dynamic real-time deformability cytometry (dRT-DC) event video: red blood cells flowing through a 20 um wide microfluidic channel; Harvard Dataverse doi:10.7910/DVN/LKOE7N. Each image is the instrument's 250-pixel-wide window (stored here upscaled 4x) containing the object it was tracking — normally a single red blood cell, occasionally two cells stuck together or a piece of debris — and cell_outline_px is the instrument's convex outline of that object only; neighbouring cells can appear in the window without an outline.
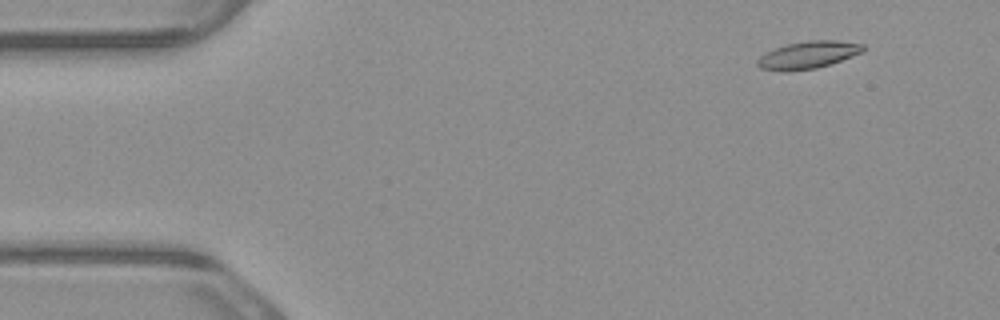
{"species": "common noctule bat (a hibernating species)", "species_latin": "Nyctalus noctula", "temperature_condition": "warm", "stored_images_in_passage": 5, "camera_frame_rate_fps": 3000, "um_per_image_px": 0.085, "animal": {"sex": "male", "body_mass_g": 23.1, "forearm_length_mm": 52.7}, "frame": {"image": 1, "passage_image": 2, "time_ms": 0.333, "image_size_px": [1000, 320], "cell_outline_px": [[864, 52], [816, 68], [788, 72], [780, 72], [760, 68], [756, 64], [756, 60], [760, 56], [776, 48], [788, 44], [808, 40], [836, 40], [864, 44]], "centroid_in_image_um": [68.67, 4.68], "position_along_channel_um": 16.3, "area_um2": 16.82}}
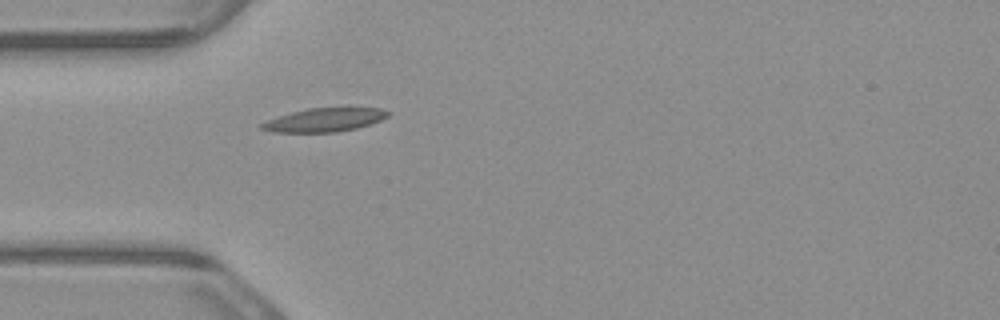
{"frame": {"image": 2, "passage_image": 5, "time_ms": 1.333, "image_size_px": [1000, 320], "cell_outline_px": [[392, 112], [388, 116], [380, 120], [356, 128], [336, 132], [272, 132], [260, 128], [260, 124], [268, 120], [292, 112], [308, 108], [344, 104], [348, 104], [380, 108]], "centroid_in_image_um": [27.69, 10.12], "position_along_channel_um": 57.3, "area_um2": 18.21}}